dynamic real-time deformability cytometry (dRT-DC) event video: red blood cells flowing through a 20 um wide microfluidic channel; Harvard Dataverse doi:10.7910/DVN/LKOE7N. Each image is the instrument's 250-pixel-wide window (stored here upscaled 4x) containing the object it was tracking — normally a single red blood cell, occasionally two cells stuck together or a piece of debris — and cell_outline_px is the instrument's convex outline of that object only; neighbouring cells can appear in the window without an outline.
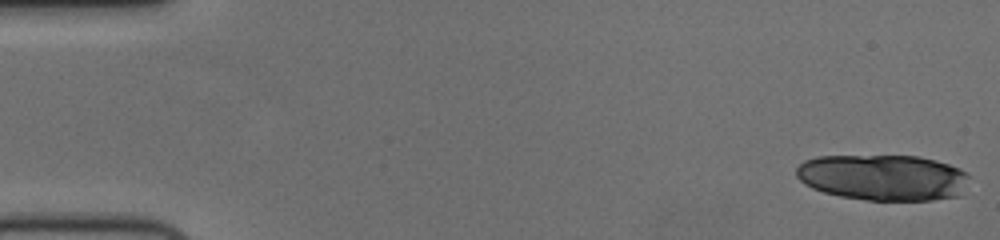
{"species": "human", "species_latin": "Homo sapiens", "temperature_condition": "cold", "stored_images_in_passage": 18, "camera_frame_rate_fps": 3000, "um_per_image_px": 0.085, "donor": {"sex": "female"}, "frame": {"image": 1, "passage_image": 1, "time_ms": 0.0, "image_size_px": [1000, 240], "cell_outline_px": [[968, 176], [956, 196], [932, 200], [868, 200], [840, 196], [824, 192], [812, 188], [804, 184], [796, 176], [796, 168], [804, 160], [816, 156], [920, 156], [936, 160], [960, 168]], "centroid_in_image_um": [74.98, 15.07], "position_along_channel_um": 10.0, "area_um2": 46.01}}
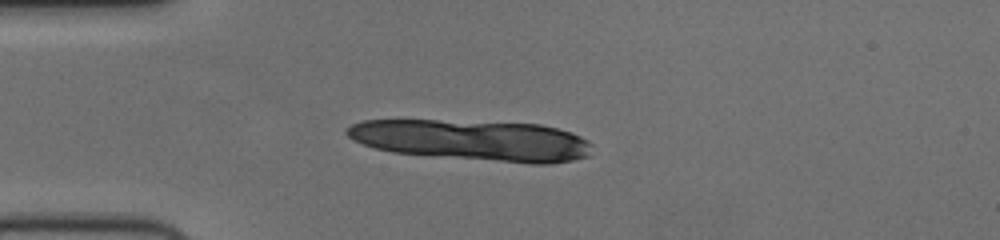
{"frame": {"image": 2, "passage_image": 14, "time_ms": 4.333, "image_size_px": [1000, 240], "cell_outline_px": [[592, 144], [588, 156], [572, 160], [552, 164], [532, 164], [392, 152], [376, 148], [352, 140], [344, 132], [352, 124], [360, 120], [436, 120], [540, 124], [572, 132], [588, 140]], "centroid_in_image_um": [40.18, 11.92], "position_along_channel_um": 44.8, "area_um2": 58.26}}